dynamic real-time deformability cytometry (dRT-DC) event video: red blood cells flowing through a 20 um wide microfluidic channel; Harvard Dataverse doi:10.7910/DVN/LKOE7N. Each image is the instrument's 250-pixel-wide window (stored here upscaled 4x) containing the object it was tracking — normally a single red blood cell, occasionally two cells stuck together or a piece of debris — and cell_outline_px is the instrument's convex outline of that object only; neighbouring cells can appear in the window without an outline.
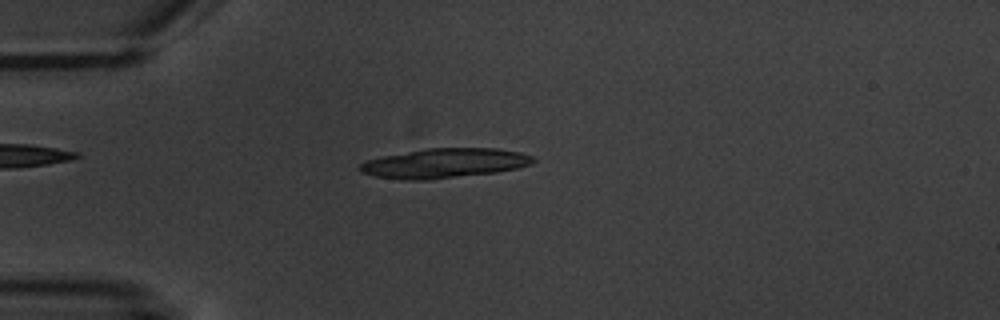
{"species": "common noctule bat (a hibernating species)", "species_latin": "Nyctalus noctula", "temperature_condition": "warm", "stored_images_in_passage": 3, "camera_frame_rate_fps": 3000, "um_per_image_px": 0.085, "animal": {"sex": "male", "body_mass_g": 20.1, "forearm_length_mm": 53.5}, "frame": {"image": 1, "passage_image": 3, "time_ms": 2.333, "image_size_px": [1000, 320], "cell_outline_px": [[536, 160], [532, 164], [516, 168], [496, 172], [428, 180], [400, 180], [376, 176], [360, 172], [356, 168], [364, 160], [424, 148], [496, 148], [520, 152], [532, 156]], "centroid_in_image_um": [37.74, 13.87], "position_along_channel_um": 47.3, "area_um2": 30.06}}